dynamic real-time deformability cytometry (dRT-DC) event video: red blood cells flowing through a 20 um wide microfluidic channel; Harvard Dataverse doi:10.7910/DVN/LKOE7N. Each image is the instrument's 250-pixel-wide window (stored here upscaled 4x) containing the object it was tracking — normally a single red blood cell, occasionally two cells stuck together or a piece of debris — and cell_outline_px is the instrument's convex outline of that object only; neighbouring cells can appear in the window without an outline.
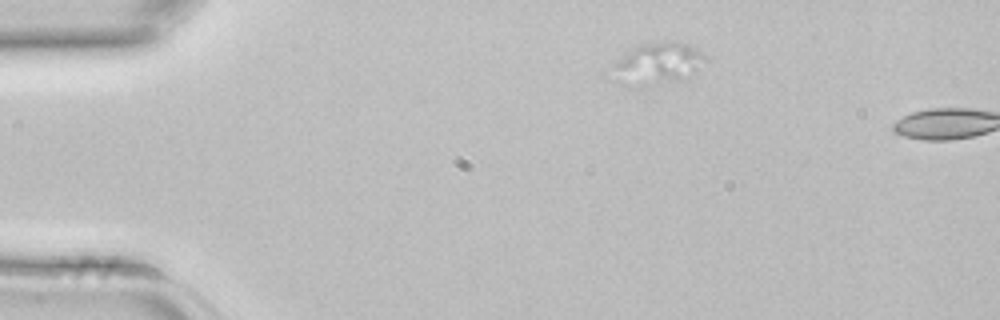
{"species": "common noctule bat (a hibernating species)", "species_latin": "Nyctalus noctula", "temperature_condition": "room temperature", "stored_images_in_passage": 2, "segment_of_instrument_passage": [1, 2], "camera_frame_rate_fps": 3000, "um_per_image_px": 0.085, "animal": {"sex": "female", "body_mass_g": 22.7, "forearm_length_mm": 54.2}, "frame": {"image": 1, "passage_image": 1, "time_ms": 0.0, "image_size_px": [1000, 320], "cell_outline_px": [[708, 60], [676, 76], [660, 76], [624, 68], [616, 64], [616, 60], [632, 48], [640, 44], [664, 40], [672, 40], [688, 44], [708, 56]], "centroid_in_image_um": [56.29, 4.95], "position_along_channel_um": 28.7, "area_um2": 16.47}}